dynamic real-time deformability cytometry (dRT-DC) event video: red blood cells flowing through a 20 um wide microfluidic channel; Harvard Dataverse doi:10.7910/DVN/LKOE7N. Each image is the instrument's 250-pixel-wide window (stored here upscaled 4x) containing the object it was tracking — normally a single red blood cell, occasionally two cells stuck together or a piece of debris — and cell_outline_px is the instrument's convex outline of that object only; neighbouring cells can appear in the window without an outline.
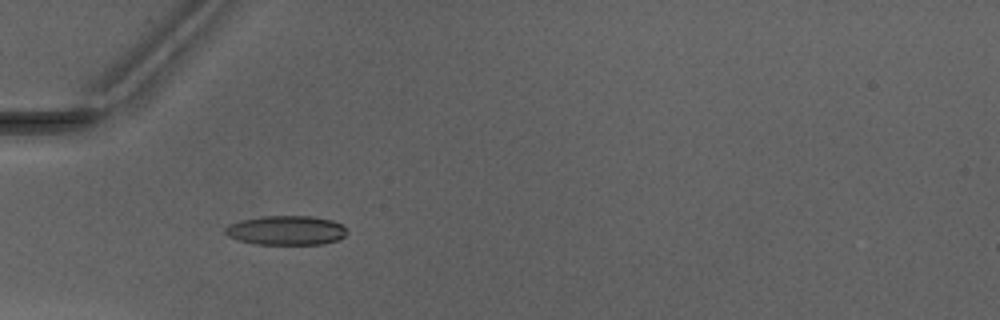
{"species": "Egyptian fruit bat (a non-hibernating species)", "species_latin": "Rousettus aegyptiacus", "temperature_condition": "warm", "stored_images_in_passage": 8, "camera_frame_rate_fps": 3000, "um_per_image_px": 0.085, "animal": {"sex": "male"}, "frame": {"image": 1, "passage_image": 5, "time_ms": 1.333, "image_size_px": [1000, 320], "cell_outline_px": [[348, 232], [344, 236], [336, 240], [320, 244], [256, 244], [240, 240], [228, 236], [224, 232], [224, 228], [228, 224], [240, 220], [264, 216], [312, 216], [332, 220], [340, 224]], "centroid_in_image_um": [24.29, 19.57], "position_along_channel_um": 60.7, "area_um2": 20.69}}